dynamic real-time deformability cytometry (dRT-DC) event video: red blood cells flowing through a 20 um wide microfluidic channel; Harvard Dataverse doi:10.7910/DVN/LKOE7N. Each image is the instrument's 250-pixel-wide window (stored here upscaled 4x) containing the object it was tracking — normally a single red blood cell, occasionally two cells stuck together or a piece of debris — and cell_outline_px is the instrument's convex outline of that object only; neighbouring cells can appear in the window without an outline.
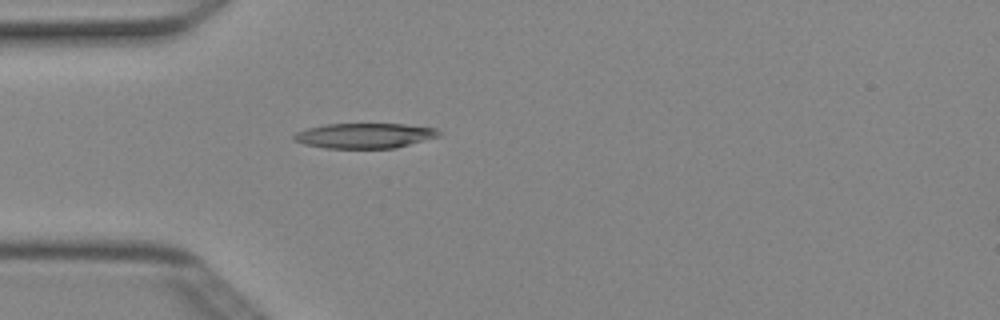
{"species": "Egyptian fruit bat (a non-hibernating species)", "species_latin": "Rousettus aegyptiacus", "temperature_condition": "cold", "stored_images_in_passage": 4, "camera_frame_rate_fps": 3000, "um_per_image_px": 0.085, "animal": {"sex": "female"}, "frame": {"image": 1, "passage_image": 3, "time_ms": 0.667, "image_size_px": [1000, 320], "cell_outline_px": [[440, 136], [396, 148], [324, 148], [304, 144], [292, 140], [292, 136], [296, 132], [308, 128], [324, 124], [404, 124], [436, 128], [440, 132]], "centroid_in_image_um": [30.97, 11.53], "position_along_channel_um": 54.0, "area_um2": 21.27}}